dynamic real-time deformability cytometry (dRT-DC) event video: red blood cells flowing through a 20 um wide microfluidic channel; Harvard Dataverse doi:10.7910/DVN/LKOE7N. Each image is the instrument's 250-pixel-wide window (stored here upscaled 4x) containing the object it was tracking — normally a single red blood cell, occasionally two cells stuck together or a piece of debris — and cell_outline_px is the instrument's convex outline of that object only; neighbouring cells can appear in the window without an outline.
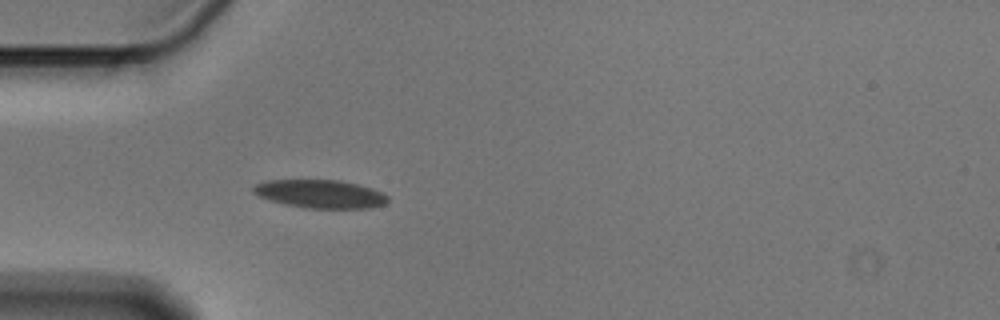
{"species": "Egyptian fruit bat (a non-hibernating species)", "species_latin": "Rousettus aegyptiacus", "temperature_condition": "cold", "stored_images_in_passage": 40, "camera_frame_rate_fps": 3000, "um_per_image_px": 0.085, "animal": {"sex": "male"}, "frame": {"image": 1, "passage_image": 1, "time_ms": 0.0, "image_size_px": [1000, 320], "cell_outline_px": [[388, 200], [384, 204], [368, 208], [304, 208], [284, 204], [260, 196], [252, 192], [252, 188], [256, 184], [268, 180], [340, 180], [372, 188], [388, 196]], "centroid_in_image_um": [27.22, 16.48], "position_along_channel_um": 57.8, "area_um2": 21.96}}
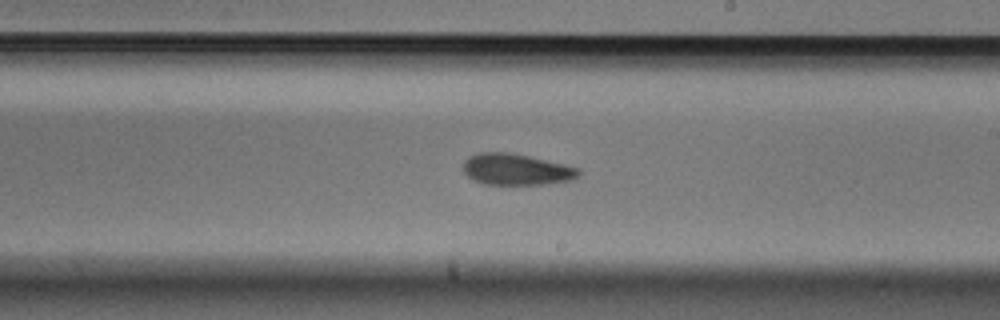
{"frame": {"image": 2, "passage_image": 17, "time_ms": 5.333, "image_size_px": [1000, 320], "cell_outline_px": [[580, 176], [572, 180], [548, 184], [484, 184], [472, 180], [464, 172], [464, 160], [468, 156], [480, 152], [508, 152], [528, 156], [564, 164], [580, 168]], "centroid_in_image_um": [43.89, 14.4], "position_along_channel_um": 245.1, "area_um2": 21.15}}
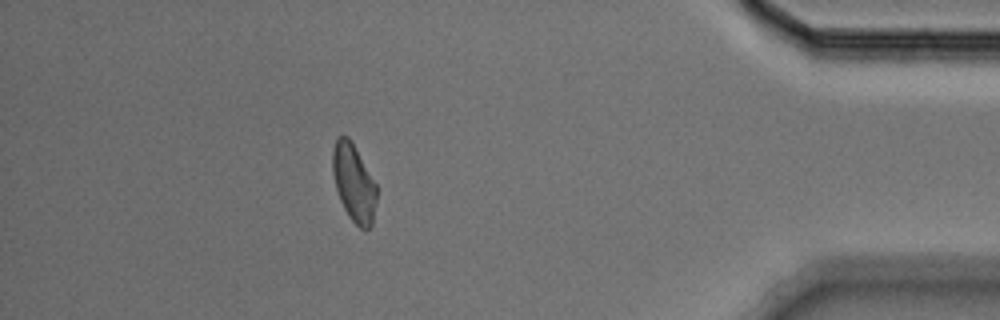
{"frame": {"image": 3, "passage_image": 34, "time_ms": 11.0, "image_size_px": [1000, 320], "cell_outline_px": [[376, 200], [372, 224], [368, 228], [360, 228], [348, 216], [340, 200], [336, 188], [332, 172], [332, 148], [336, 136], [348, 136], [376, 184]], "centroid_in_image_um": [30.04, 15.52], "position_along_channel_um": 405.2, "area_um2": 19.65}, "authors_computed_cell_mechanics": {"area_um2": 21.1548, "velocity_mm_per_s": 3.5981, "shape_relaxation_time_tau1_ms": 6.918, "shape_relaxation_time_tau2_ms": 8.0213, "deformation_change_tau1": 0.149, "deformation_change_tau2": 0.1416}}